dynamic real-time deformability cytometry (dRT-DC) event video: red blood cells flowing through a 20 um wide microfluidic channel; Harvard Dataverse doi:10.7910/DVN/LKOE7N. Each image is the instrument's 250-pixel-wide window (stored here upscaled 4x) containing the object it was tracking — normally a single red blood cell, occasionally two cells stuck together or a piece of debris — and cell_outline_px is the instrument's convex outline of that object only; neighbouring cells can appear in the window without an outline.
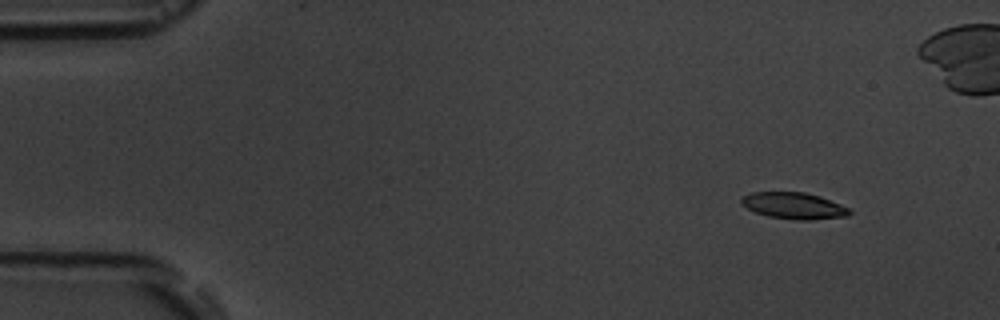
{"species": "common noctule bat (a hibernating species)", "species_latin": "Nyctalus noctula", "temperature_condition": "room temperature", "stored_images_in_passage": 5, "camera_frame_rate_fps": 3000, "um_per_image_px": 0.085, "animal": {"sex": "male", "body_mass_g": 19.5, "forearm_length_mm": 54.6}, "frame": {"image": 1, "passage_image": 1, "time_ms": 0.0, "image_size_px": [1000, 320], "cell_outline_px": [[852, 212], [848, 216], [812, 220], [796, 220], [768, 216], [756, 212], [740, 204], [740, 200], [744, 196], [752, 192], [804, 192], [820, 196], [840, 204], [848, 208]], "centroid_in_image_um": [67.48, 17.49], "position_along_channel_um": 17.5, "area_um2": 16.65}}